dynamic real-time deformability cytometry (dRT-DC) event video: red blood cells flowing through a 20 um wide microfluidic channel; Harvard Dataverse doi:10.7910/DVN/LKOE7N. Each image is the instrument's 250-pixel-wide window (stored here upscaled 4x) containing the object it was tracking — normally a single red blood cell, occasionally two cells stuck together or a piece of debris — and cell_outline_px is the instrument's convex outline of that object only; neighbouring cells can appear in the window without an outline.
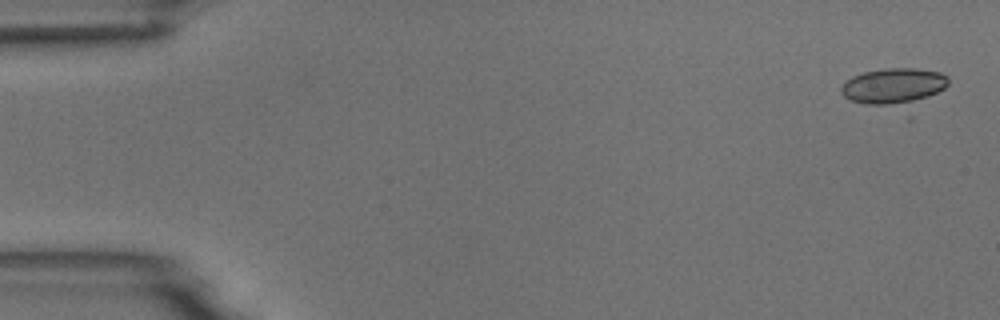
{"species": "common noctule bat (a hibernating species)", "species_latin": "Nyctalus noctula", "temperature_condition": "room temperature", "stored_images_in_passage": 5, "camera_frame_rate_fps": 3000, "um_per_image_px": 0.085, "animal": {"sex": "male", "body_mass_g": 18.8}, "frame": {"image": 1, "passage_image": 1, "time_ms": 0.0, "image_size_px": [1000, 320], "cell_outline_px": [[948, 84], [944, 88], [928, 96], [904, 104], [868, 104], [852, 100], [844, 96], [840, 92], [840, 88], [852, 76], [864, 72], [884, 68], [916, 68], [940, 72], [948, 76]], "centroid_in_image_um": [75.95, 7.28], "position_along_channel_um": 9.1, "area_um2": 21.91}}
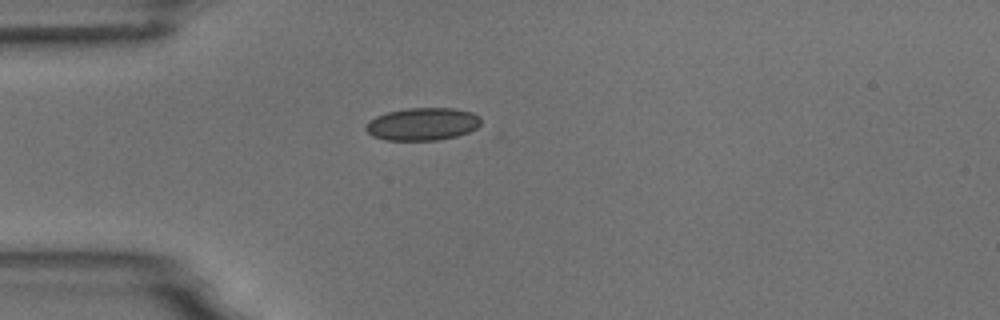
{"frame": {"image": 2, "passage_image": 4, "time_ms": 4.333, "image_size_px": [1000, 320], "cell_outline_px": [[480, 124], [476, 128], [468, 132], [456, 136], [436, 140], [384, 140], [372, 136], [364, 128], [368, 120], [376, 116], [388, 112], [408, 108], [456, 108], [472, 112], [480, 116]], "centroid_in_image_um": [35.9, 10.54], "position_along_channel_um": 49.1, "area_um2": 21.96}}